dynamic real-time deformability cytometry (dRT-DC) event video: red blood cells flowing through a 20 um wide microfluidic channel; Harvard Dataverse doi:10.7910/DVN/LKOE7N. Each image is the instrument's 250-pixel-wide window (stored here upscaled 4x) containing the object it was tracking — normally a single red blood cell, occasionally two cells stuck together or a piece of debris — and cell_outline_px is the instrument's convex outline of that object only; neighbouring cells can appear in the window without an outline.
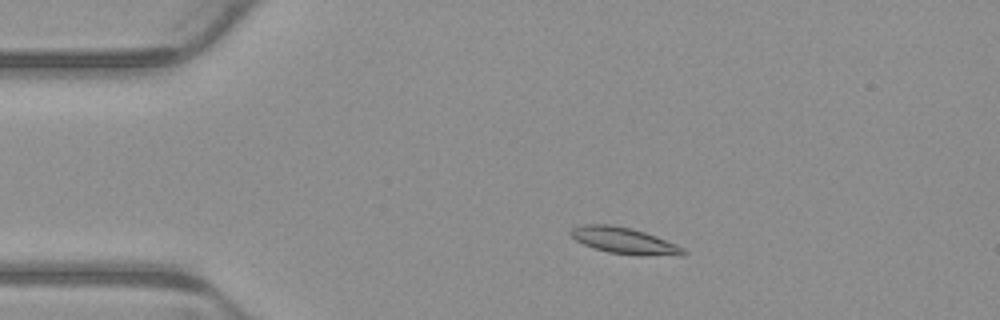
{"species": "common noctule bat (a hibernating species)", "species_latin": "Nyctalus noctula", "temperature_condition": "warm", "stored_images_in_passage": 4, "camera_frame_rate_fps": 3000, "um_per_image_px": 0.085, "animal": {"sex": "male", "body_mass_g": 23.1, "forearm_length_mm": 52.7}, "frame": {"image": 1, "passage_image": 1, "time_ms": 0.0, "image_size_px": [1000, 320], "cell_outline_px": [[688, 252], [684, 256], [676, 256], [608, 252], [584, 244], [576, 240], [568, 232], [572, 228], [584, 224], [612, 224], [632, 228], [656, 236], [676, 244], [684, 248]], "centroid_in_image_um": [53.08, 20.43], "position_along_channel_um": 31.9, "area_um2": 16.99}}
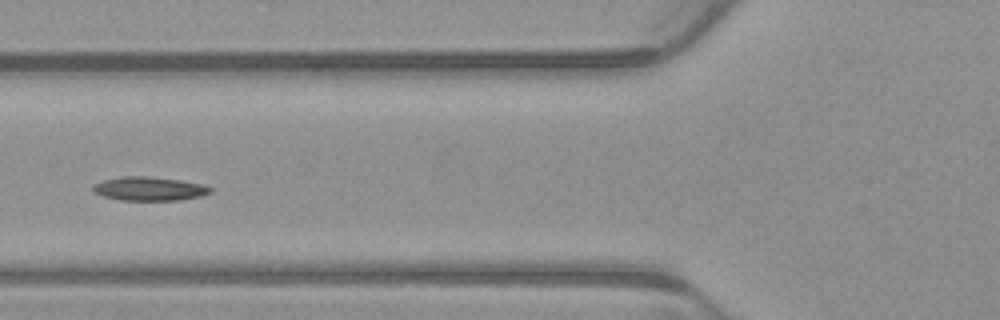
{"frame": {"image": 2, "passage_image": 3, "time_ms": 0.667, "image_size_px": [1000, 320], "cell_outline_px": [[212, 192], [200, 196], [180, 200], [120, 200], [104, 196], [92, 192], [92, 188], [96, 184], [104, 180], [120, 176], [148, 176], [180, 180], [204, 184], [212, 188]], "centroid_in_image_um": [12.71, 16.04], "position_along_channel_um": 113.1, "area_um2": 16.3}}
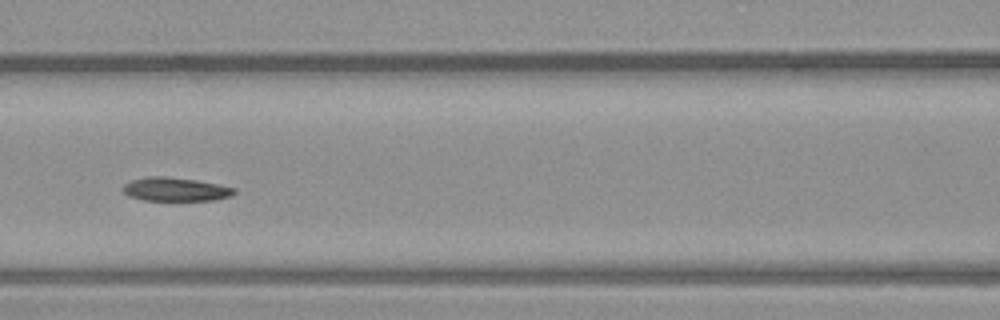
{"frame": {"image": 3, "passage_image": 4, "time_ms": 1.0, "image_size_px": [1000, 320], "cell_outline_px": [[236, 192], [232, 196], [212, 200], [144, 200], [128, 196], [120, 188], [124, 184], [132, 180], [148, 176], [164, 176], [196, 180], [220, 184], [236, 188]], "centroid_in_image_um": [14.91, 16.09], "position_along_channel_um": 151.7, "area_um2": 15.43}}